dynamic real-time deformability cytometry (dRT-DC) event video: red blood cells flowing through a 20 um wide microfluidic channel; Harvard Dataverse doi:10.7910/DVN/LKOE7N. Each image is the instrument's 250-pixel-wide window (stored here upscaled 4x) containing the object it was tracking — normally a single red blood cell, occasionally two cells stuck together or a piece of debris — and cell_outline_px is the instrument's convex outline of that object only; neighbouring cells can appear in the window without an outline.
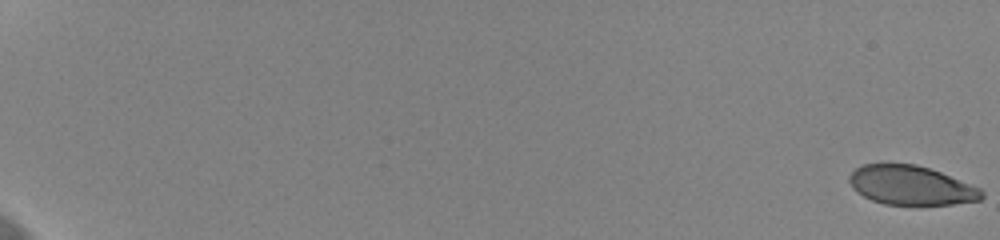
{"species": "human", "species_latin": "Homo sapiens", "temperature_condition": "cold", "stored_images_in_passage": 60, "camera_frame_rate_fps": 3000, "um_per_image_px": 0.085, "donor": {"sex": "female"}, "frame": {"image": 1, "passage_image": 1, "time_ms": 0.0, "image_size_px": [1000, 240], "cell_outline_px": [[984, 196], [980, 200], [952, 204], [884, 204], [872, 200], [856, 192], [852, 188], [848, 180], [848, 176], [856, 168], [864, 164], [916, 164], [940, 172], [980, 188], [984, 192]], "centroid_in_image_um": [77.41, 15.75], "position_along_channel_um": 7.6, "area_um2": 30.0}}
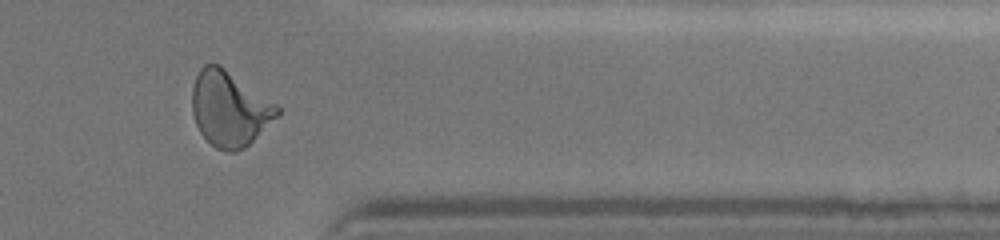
{"frame": {"image": 2, "passage_image": 52, "time_ms": 17.0, "image_size_px": [1000, 240], "cell_outline_px": [[280, 112], [244, 148], [236, 152], [228, 152], [216, 148], [200, 132], [196, 124], [192, 112], [192, 88], [196, 76], [200, 68], [204, 64], [220, 64], [276, 104], [280, 108]], "centroid_in_image_um": [19.47, 9.22], "position_along_channel_um": 391.9, "area_um2": 36.76}}
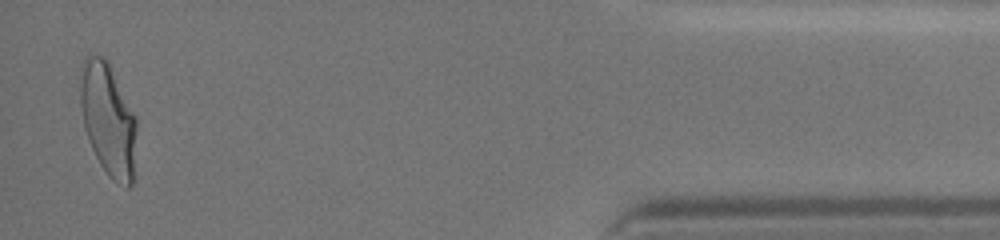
{"frame": {"image": 3, "passage_image": 59, "time_ms": 19.333, "image_size_px": [1000, 240], "cell_outline_px": [[136, 128], [132, 184], [128, 188], [124, 188], [112, 180], [108, 176], [100, 164], [88, 140], [84, 128], [80, 104], [80, 84], [84, 60], [88, 56], [104, 56], [108, 60], [136, 116]], "centroid_in_image_um": [9.2, 10.18], "position_along_channel_um": 426.0, "area_um2": 36.93}, "authors_computed_cell_mechanics": {"area_um2": 34.8823, "velocity_mm_per_s": 3.6332, "shape_relaxation_time_tau1_ms": 4.39, "shape_relaxation_time_tau2_ms": 0.9447, "deformation_change_tau1": 0.1682, "deformation_change_tau2": 0.0703}}